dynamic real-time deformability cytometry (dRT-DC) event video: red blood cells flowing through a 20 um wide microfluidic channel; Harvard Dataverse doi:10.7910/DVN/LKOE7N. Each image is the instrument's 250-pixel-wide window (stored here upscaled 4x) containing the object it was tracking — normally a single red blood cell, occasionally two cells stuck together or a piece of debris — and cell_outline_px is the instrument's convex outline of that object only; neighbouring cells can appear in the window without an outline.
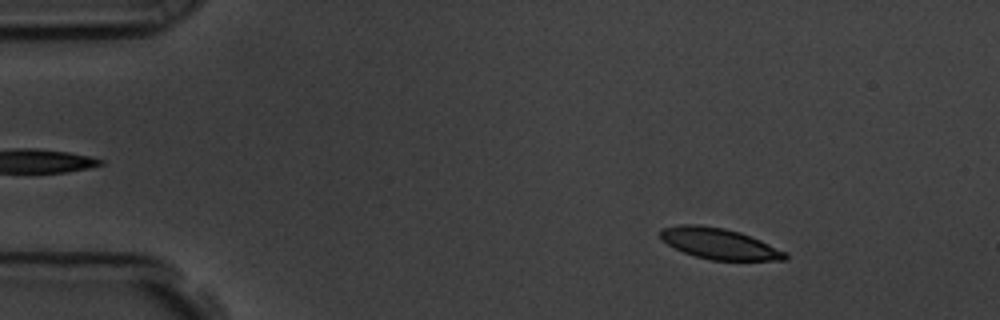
{"species": "common noctule bat (a hibernating species)", "species_latin": "Nyctalus noctula", "temperature_condition": "room temperature", "stored_images_in_passage": 57, "camera_frame_rate_fps": 3000, "um_per_image_px": 0.085, "animal": {"sex": "male", "body_mass_g": 19.5, "forearm_length_mm": 54.6}, "frame": {"image": 1, "passage_image": 8, "time_ms": 2.333, "image_size_px": [1000, 320], "cell_outline_px": [[788, 260], [712, 260], [696, 256], [684, 252], [660, 240], [660, 232], [664, 228], [680, 224], [700, 224], [724, 228], [740, 232], [760, 240], [788, 252]], "centroid_in_image_um": [61.16, 20.7], "position_along_channel_um": 23.8, "area_um2": 22.48}}
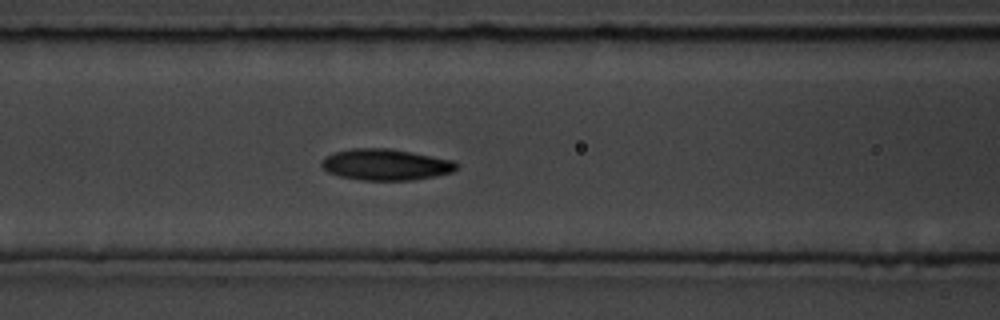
{"frame": {"image": 2, "passage_image": 24, "time_ms": 7.667, "image_size_px": [1000, 320], "cell_outline_px": [[460, 164], [452, 172], [436, 176], [412, 180], [360, 180], [340, 176], [328, 172], [320, 164], [320, 160], [324, 156], [336, 152], [352, 148], [392, 148], [452, 160]], "centroid_in_image_um": [32.77, 13.99], "position_along_channel_um": 133.8, "area_um2": 24.68}}
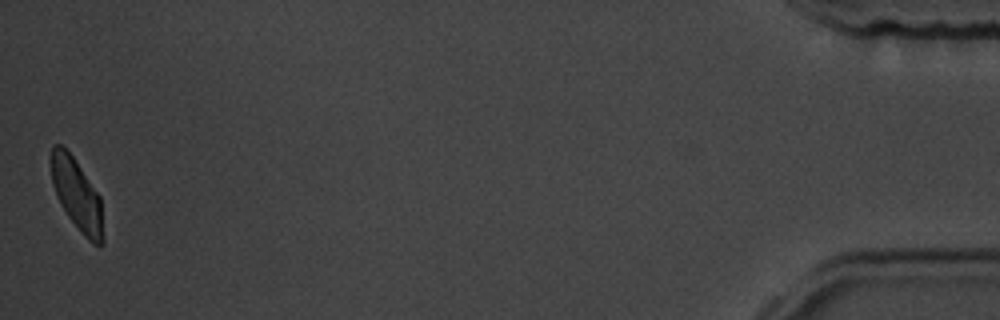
{"frame": {"image": 3, "passage_image": 57, "time_ms": 18.667, "image_size_px": [1000, 320], "cell_outline_px": [[104, 244], [96, 244], [88, 240], [80, 232], [68, 216], [60, 204], [52, 184], [48, 160], [52, 144], [60, 144], [72, 156], [100, 196], [104, 240]], "centroid_in_image_um": [6.49, 16.52], "position_along_channel_um": 428.7, "area_um2": 21.85}, "authors_computed_cell_mechanics": {"area_um2": 23.409, "velocity_mm_per_s": 3.5364, "shape_relaxation_time_tau1_ms": 2.8369, "shape_relaxation_time_tau2_ms": 4.2555, "deformation_change_tau1": 0.1161, "deformation_change_tau2": 0.072}}